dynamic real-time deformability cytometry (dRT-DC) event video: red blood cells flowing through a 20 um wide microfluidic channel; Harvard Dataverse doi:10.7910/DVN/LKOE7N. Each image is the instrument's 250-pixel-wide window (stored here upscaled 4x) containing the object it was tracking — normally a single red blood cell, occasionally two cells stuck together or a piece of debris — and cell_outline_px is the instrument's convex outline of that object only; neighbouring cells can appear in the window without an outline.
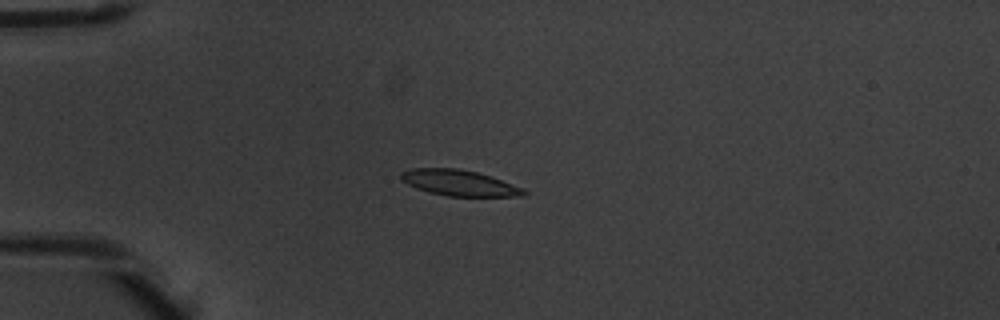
{"species": "common noctule bat (a hibernating species)", "species_latin": "Nyctalus noctula", "temperature_condition": "warm", "stored_images_in_passage": 5, "camera_frame_rate_fps": 3000, "um_per_image_px": 0.085, "animal": {"sex": "male", "body_mass_g": 20.1, "forearm_length_mm": 53.5}, "frame": {"image": 1, "passage_image": 3, "time_ms": 0.667, "image_size_px": [1000, 320], "cell_outline_px": [[528, 196], [448, 196], [428, 192], [416, 188], [400, 180], [400, 172], [412, 168], [460, 168], [476, 172], [524, 188], [528, 192]], "centroid_in_image_um": [39.01, 15.55], "position_along_channel_um": 46.0, "area_um2": 18.5}}